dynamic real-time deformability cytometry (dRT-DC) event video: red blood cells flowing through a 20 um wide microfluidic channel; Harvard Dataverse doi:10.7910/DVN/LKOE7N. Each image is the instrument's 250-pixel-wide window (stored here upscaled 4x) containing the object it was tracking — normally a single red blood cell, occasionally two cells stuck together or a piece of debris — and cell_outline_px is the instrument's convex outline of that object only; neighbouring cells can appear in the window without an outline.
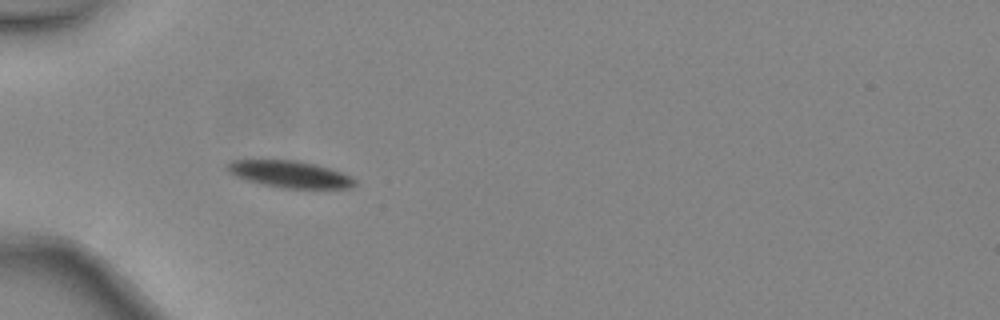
{"species": "common noctule bat (a hibernating species)", "species_latin": "Nyctalus noctula", "temperature_condition": "warm", "stored_images_in_passage": 32, "camera_frame_rate_fps": 3000, "um_per_image_px": 0.085, "animal": {"sex": "female", "body_mass_g": 24.6, "forearm_length_mm": 56.2}, "frame": {"image": 1, "passage_image": 1, "time_ms": 0.0, "image_size_px": [1000, 320], "cell_outline_px": [[356, 184], [352, 188], [284, 188], [244, 180], [228, 172], [224, 168], [224, 164], [232, 160], [296, 160], [316, 164], [340, 172], [356, 180]], "centroid_in_image_um": [24.57, 14.8], "position_along_channel_um": 60.4, "area_um2": 19.94}}
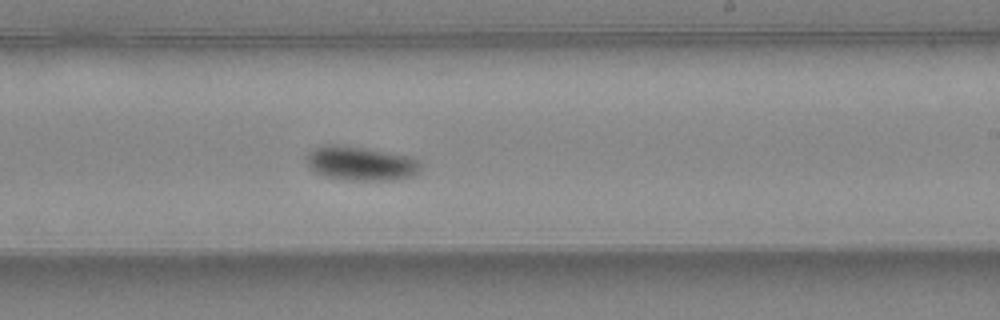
{"frame": {"image": 2, "passage_image": 15, "time_ms": 4.667, "image_size_px": [1000, 320], "cell_outline_px": [[420, 172], [412, 176], [400, 180], [340, 180], [324, 176], [308, 168], [304, 156], [308, 152], [320, 144], [336, 144], [364, 148], [408, 156], [416, 160], [420, 164]], "centroid_in_image_um": [30.59, 13.9], "position_along_channel_um": 258.4, "area_um2": 23.06}}
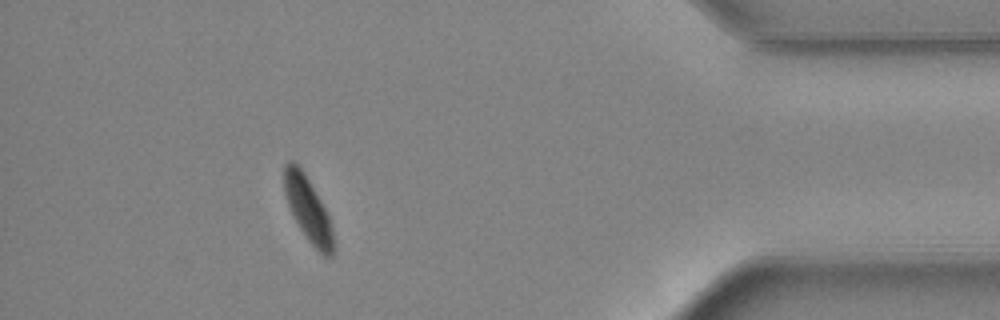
{"frame": {"image": 3, "passage_image": 28, "time_ms": 9.0, "image_size_px": [1000, 320], "cell_outline_px": [[332, 256], [324, 256], [308, 240], [300, 228], [288, 204], [284, 192], [284, 164], [288, 160], [292, 160], [304, 172], [320, 200], [328, 216], [332, 228]], "centroid_in_image_um": [26.15, 17.73], "position_along_channel_um": 409.1, "area_um2": 17.8}, "authors_computed_cell_mechanics": {"area_um2": 20.9525, "velocity_mm_per_s": 4.4547, "shape_relaxation_time_tau1_ms": 2.6254, "shape_relaxation_time_tau2_ms": null, "deformation_change_tau1": 0.1075, "deformation_change_tau2": null}}